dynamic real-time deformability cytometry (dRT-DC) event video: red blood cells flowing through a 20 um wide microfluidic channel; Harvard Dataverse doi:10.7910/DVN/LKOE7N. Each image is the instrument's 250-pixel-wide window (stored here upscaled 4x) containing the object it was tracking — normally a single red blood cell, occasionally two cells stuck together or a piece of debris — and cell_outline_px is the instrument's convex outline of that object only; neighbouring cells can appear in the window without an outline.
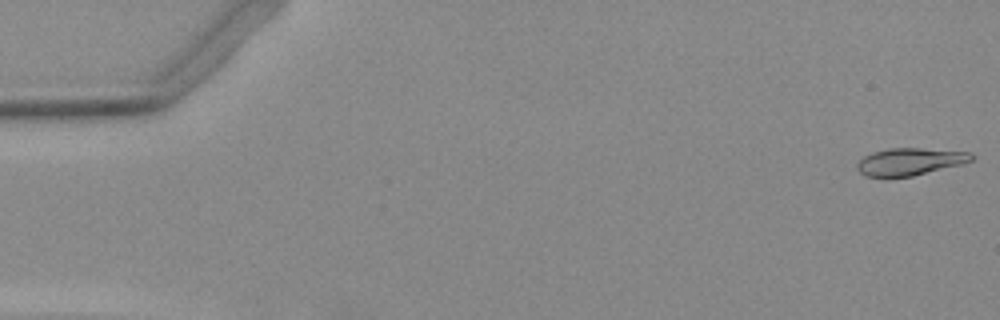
{"species": "Egyptian fruit bat (a non-hibernating species)", "species_latin": "Rousettus aegyptiacus", "temperature_condition": "warm", "stored_images_in_passage": 52, "camera_frame_rate_fps": 3000, "um_per_image_px": 0.085, "animal": {"sex": "female"}, "frame": {"image": 1, "passage_image": 1, "time_ms": 0.0, "image_size_px": [1000, 320], "cell_outline_px": [[976, 156], [972, 160], [960, 164], [912, 176], [864, 176], [856, 168], [856, 164], [864, 156], [872, 152], [888, 148], [920, 148], [968, 152]], "centroid_in_image_um": [77.31, 13.72], "position_along_channel_um": 7.7, "area_um2": 17.92}}
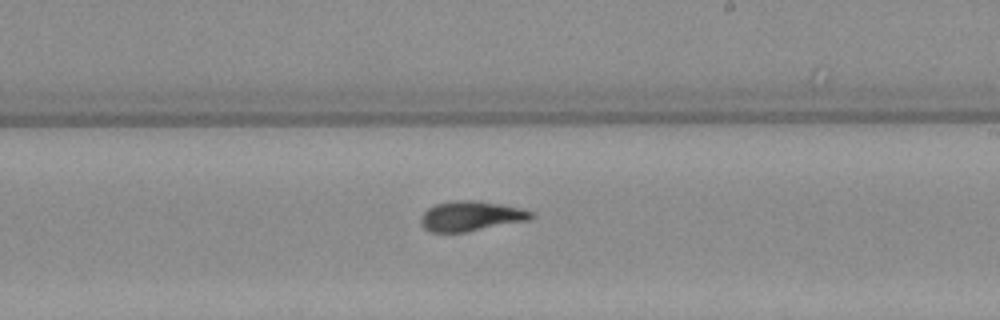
{"frame": {"image": 2, "passage_image": 31, "time_ms": 10.0, "image_size_px": [1000, 320], "cell_outline_px": [[536, 216], [528, 220], [468, 232], [432, 232], [424, 228], [420, 224], [420, 216], [428, 208], [436, 204], [452, 200], [476, 200], [500, 204], [520, 208], [536, 212]], "centroid_in_image_um": [40.04, 18.37], "position_along_channel_um": 249.0, "area_um2": 19.48}}
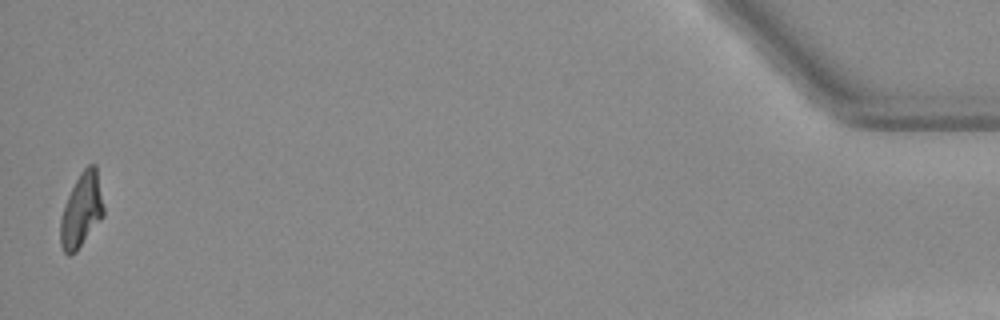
{"frame": {"image": 3, "passage_image": 52, "time_ms": 17.0, "image_size_px": [1000, 320], "cell_outline_px": [[104, 216], [76, 252], [68, 256], [64, 252], [60, 244], [60, 220], [68, 196], [80, 172], [88, 164], [96, 164], [104, 208]], "centroid_in_image_um": [6.93, 17.88], "position_along_channel_um": 428.3, "area_um2": 18.61}}